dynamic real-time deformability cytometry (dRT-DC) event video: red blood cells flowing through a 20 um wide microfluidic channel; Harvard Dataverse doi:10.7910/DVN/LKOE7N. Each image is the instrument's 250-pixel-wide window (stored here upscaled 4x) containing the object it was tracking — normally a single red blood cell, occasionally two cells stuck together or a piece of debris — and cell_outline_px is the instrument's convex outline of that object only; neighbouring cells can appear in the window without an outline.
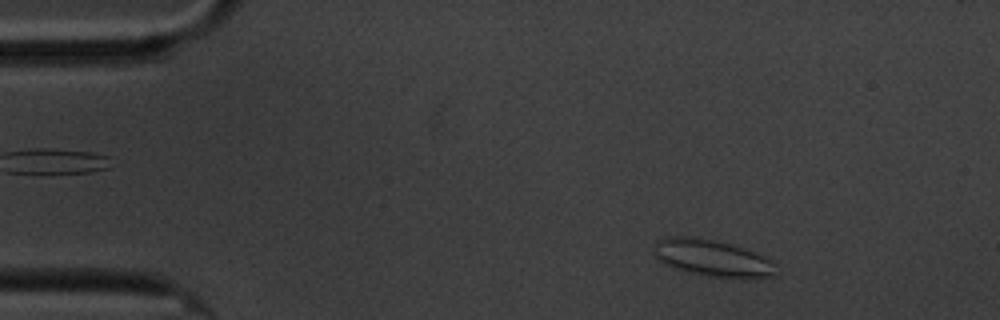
{"species": "common noctule bat (a hibernating species)", "species_latin": "Nyctalus noctula", "temperature_condition": "cold", "stored_images_in_passage": 10, "camera_frame_rate_fps": 3000, "um_per_image_px": 0.085, "animal": {"sex": "male", "body_mass_g": 20.1, "forearm_length_mm": 53.5}, "frame": {"image": 1, "passage_image": 1, "time_ms": 0.0, "image_size_px": [1000, 320], "cell_outline_px": [[776, 264], [772, 276], [756, 280], [740, 280], [704, 276], [684, 272], [664, 264], [652, 252], [656, 244], [660, 240], [668, 236], [696, 236], [716, 240], [732, 244], [764, 256], [772, 260]], "centroid_in_image_um": [60.58, 21.97], "position_along_channel_um": 24.4, "area_um2": 26.99}}
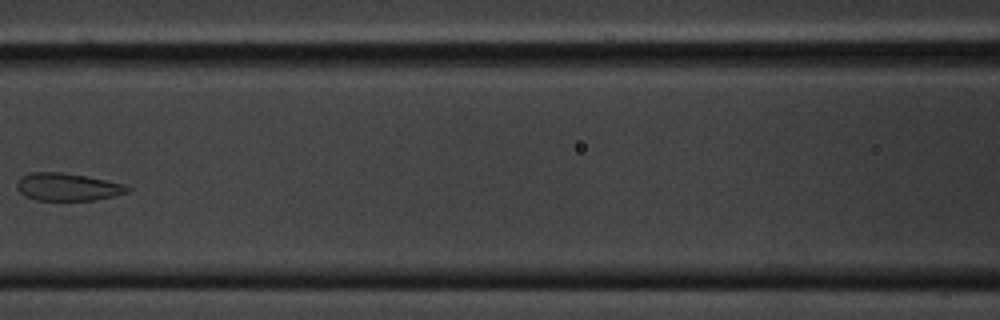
{"frame": {"image": 2, "passage_image": 6, "time_ms": 6.0, "image_size_px": [1000, 320], "cell_outline_px": [[132, 188], [128, 192], [96, 200], [36, 200], [24, 196], [16, 188], [16, 184], [20, 176], [32, 172], [64, 172], [124, 184]], "centroid_in_image_um": [5.7, 15.89], "position_along_channel_um": 160.9, "area_um2": 17.8}}
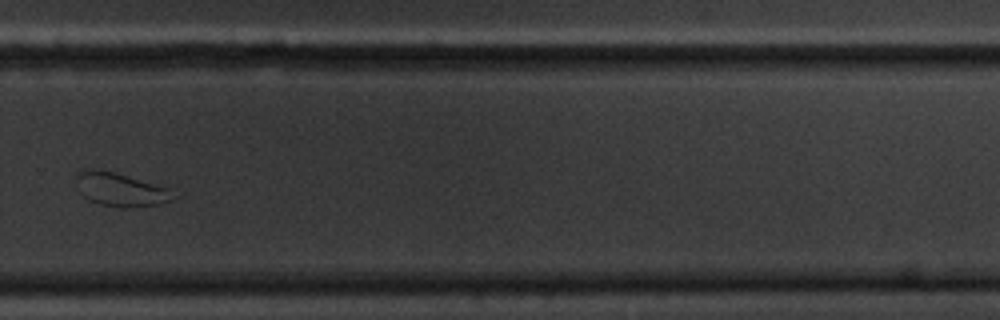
{"frame": {"image": 3, "passage_image": 10, "time_ms": 10.667, "image_size_px": [1000, 320], "cell_outline_px": [[180, 196], [172, 200], [160, 204], [128, 208], [120, 208], [100, 204], [88, 200], [80, 192], [76, 180], [76, 172], [80, 168], [88, 168], [112, 172], [168, 188]], "centroid_in_image_um": [10.23, 16.12], "position_along_channel_um": 319.6, "area_um2": 19.02}}